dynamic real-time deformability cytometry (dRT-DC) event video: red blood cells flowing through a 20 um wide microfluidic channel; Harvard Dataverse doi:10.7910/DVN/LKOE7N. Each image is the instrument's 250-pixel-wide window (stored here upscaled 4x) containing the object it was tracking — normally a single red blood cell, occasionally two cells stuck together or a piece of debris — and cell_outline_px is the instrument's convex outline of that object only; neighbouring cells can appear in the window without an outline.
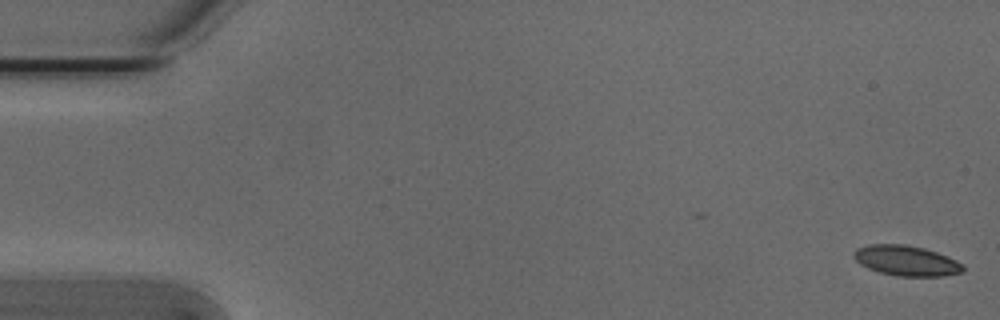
{"species": "Egyptian fruit bat (a non-hibernating species)", "species_latin": "Rousettus aegyptiacus", "temperature_condition": "cold", "stored_images_in_passage": 15, "camera_frame_rate_fps": 3000, "um_per_image_px": 0.085, "animal": {"sex": "male"}, "frame": {"image": 1, "passage_image": 1, "time_ms": 0.0, "image_size_px": [1000, 320], "cell_outline_px": [[964, 272], [944, 276], [896, 276], [880, 272], [868, 268], [860, 264], [852, 256], [852, 252], [856, 248], [868, 244], [904, 244], [924, 248], [948, 256], [964, 264]], "centroid_in_image_um": [77.03, 22.15], "position_along_channel_um": 8.0, "area_um2": 19.48}}